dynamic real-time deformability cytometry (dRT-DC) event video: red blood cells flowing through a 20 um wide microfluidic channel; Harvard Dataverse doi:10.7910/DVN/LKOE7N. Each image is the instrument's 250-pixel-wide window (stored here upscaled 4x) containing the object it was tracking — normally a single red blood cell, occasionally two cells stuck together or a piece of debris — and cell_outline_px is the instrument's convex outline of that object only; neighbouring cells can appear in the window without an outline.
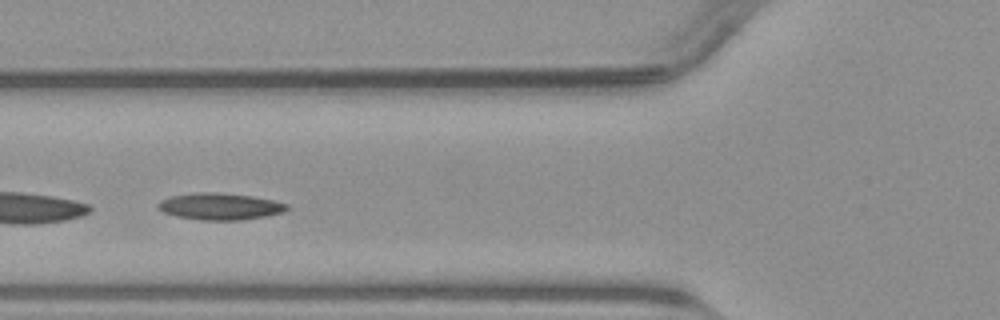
{"species": "common noctule bat (a hibernating species)", "species_latin": "Nyctalus noctula", "temperature_condition": "warm", "stored_images_in_passage": 33, "camera_frame_rate_fps": 3000, "um_per_image_px": 0.085, "animal": {"sex": "male", "body_mass_g": 23.1, "forearm_length_mm": 52.7}, "frame": {"image": 1, "passage_image": 10, "time_ms": 3.0, "image_size_px": [1000, 320], "cell_outline_px": [[292, 208], [284, 212], [264, 216], [240, 220], [200, 220], [176, 216], [164, 212], [156, 208], [156, 204], [160, 200], [172, 196], [196, 192], [220, 192], [252, 196], [272, 200], [288, 204]], "centroid_in_image_um": [18.69, 17.54], "position_along_channel_um": 107.1, "area_um2": 20.23}}
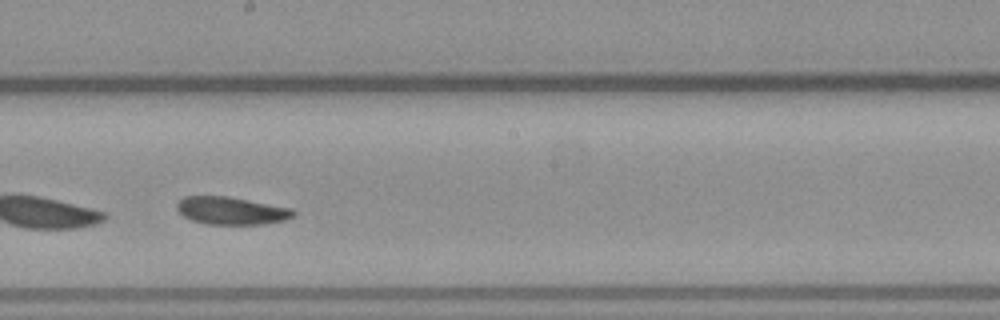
{"frame": {"image": 2, "passage_image": 19, "time_ms": 6.0, "image_size_px": [1000, 320], "cell_outline_px": [[296, 216], [288, 220], [264, 224], [204, 224], [192, 220], [184, 216], [176, 208], [176, 204], [184, 196], [228, 196], [292, 208], [296, 212]], "centroid_in_image_um": [19.71, 17.91], "position_along_channel_um": 228.5, "area_um2": 18.96}}
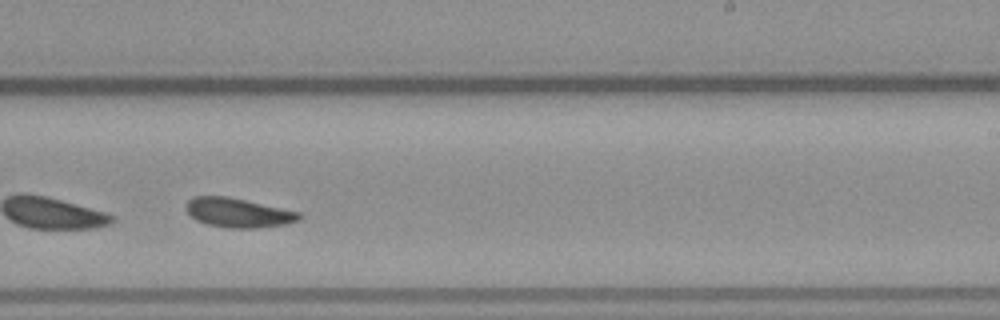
{"frame": {"image": 3, "passage_image": 22, "time_ms": 7.0, "image_size_px": [1000, 320], "cell_outline_px": [[300, 220], [284, 224], [260, 228], [228, 228], [208, 224], [196, 220], [184, 208], [184, 204], [192, 196], [228, 196], [300, 212]], "centroid_in_image_um": [20.21, 18.07], "position_along_channel_um": 268.8, "area_um2": 19.36}}